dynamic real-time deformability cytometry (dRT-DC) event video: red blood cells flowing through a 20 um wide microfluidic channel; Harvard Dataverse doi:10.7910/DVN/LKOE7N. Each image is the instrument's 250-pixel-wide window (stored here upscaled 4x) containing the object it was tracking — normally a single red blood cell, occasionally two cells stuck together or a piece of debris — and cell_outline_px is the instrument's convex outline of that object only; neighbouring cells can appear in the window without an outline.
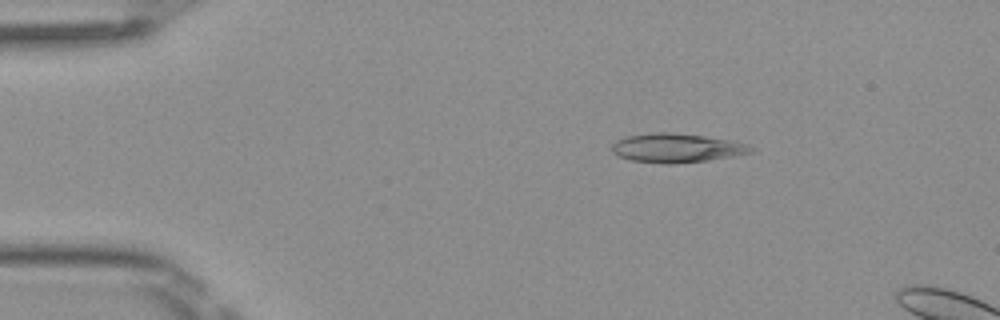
{"species": "Egyptian fruit bat (a non-hibernating species)", "species_latin": "Rousettus aegyptiacus", "temperature_condition": "room temperature", "stored_images_in_passage": 13, "camera_frame_rate_fps": 3000, "um_per_image_px": 0.085, "frame": {"image": 1, "passage_image": 8, "time_ms": 2.333, "image_size_px": [1000, 320], "cell_outline_px": [[756, 152], [708, 160], [668, 164], [632, 160], [620, 156], [612, 152], [612, 144], [616, 140], [624, 136], [656, 132], [668, 132], [704, 136], [736, 140], [756, 148]], "centroid_in_image_um": [57.56, 12.56], "position_along_channel_um": 27.4, "area_um2": 23.58}}